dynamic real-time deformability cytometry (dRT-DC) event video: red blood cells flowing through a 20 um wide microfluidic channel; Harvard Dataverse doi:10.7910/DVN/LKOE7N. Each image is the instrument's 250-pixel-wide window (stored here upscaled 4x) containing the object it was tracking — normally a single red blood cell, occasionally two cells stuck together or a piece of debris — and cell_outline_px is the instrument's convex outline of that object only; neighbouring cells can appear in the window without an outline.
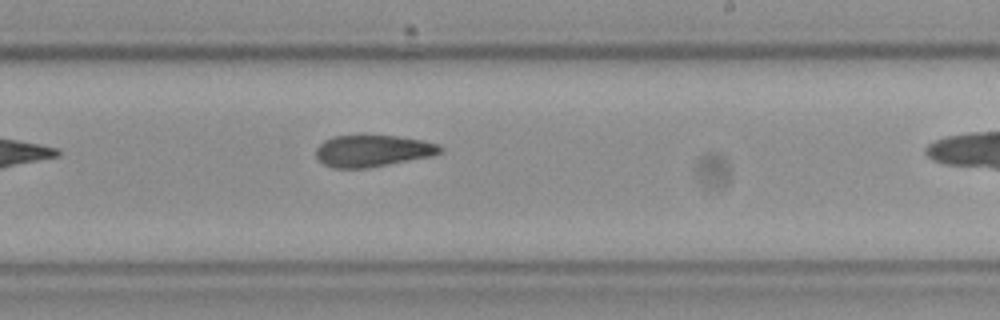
{"species": "Egyptian fruit bat (a non-hibernating species)", "species_latin": "Rousettus aegyptiacus", "temperature_condition": "cold", "stored_images_in_passage": 8, "camera_frame_rate_fps": 3000, "um_per_image_px": 0.085, "frame": {"image": 1, "passage_image": 7, "time_ms": 2.0, "image_size_px": [1000, 320], "cell_outline_px": [[444, 152], [432, 156], [368, 168], [332, 168], [324, 164], [316, 156], [316, 148], [324, 140], [332, 136], [364, 132], [396, 136], [420, 140], [440, 144], [444, 148]], "centroid_in_image_um": [31.67, 12.77], "position_along_channel_um": 257.3, "area_um2": 23.87}}